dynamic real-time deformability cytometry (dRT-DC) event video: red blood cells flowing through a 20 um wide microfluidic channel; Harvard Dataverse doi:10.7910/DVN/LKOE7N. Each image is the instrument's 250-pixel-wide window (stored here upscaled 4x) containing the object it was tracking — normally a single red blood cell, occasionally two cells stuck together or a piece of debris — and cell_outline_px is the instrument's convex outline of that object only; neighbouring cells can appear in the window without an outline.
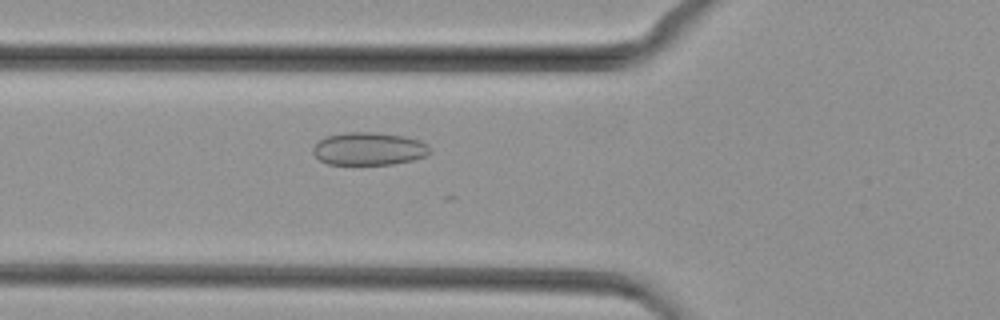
{"species": "common noctule bat (a hibernating species)", "species_latin": "Nyctalus noctula", "temperature_condition": "cold", "stored_images_in_passage": 49, "camera_frame_rate_fps": 3000, "um_per_image_px": 0.085, "animal": {"sex": "female", "body_mass_g": 29.2, "forearm_length_mm": 56.3}, "frame": {"image": 1, "passage_image": 18, "time_ms": 5.667, "image_size_px": [1000, 320], "cell_outline_px": [[432, 152], [424, 156], [412, 160], [392, 164], [328, 164], [320, 160], [312, 152], [312, 148], [324, 136], [348, 132], [372, 132], [404, 136], [420, 140], [428, 144]], "centroid_in_image_um": [31.36, 12.64], "position_along_channel_um": 94.4, "area_um2": 22.37}}
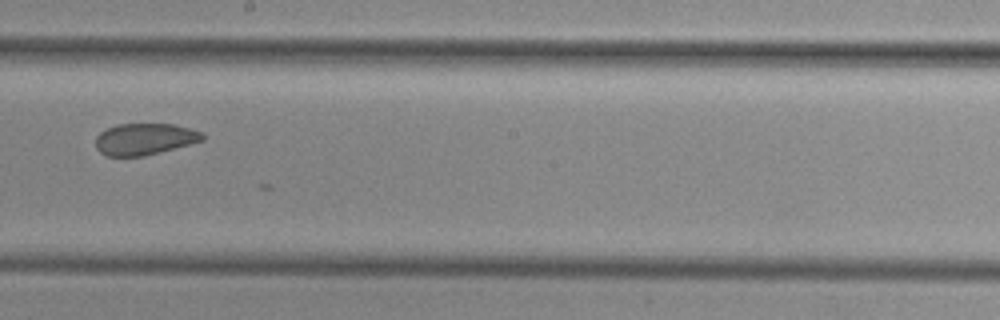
{"frame": {"image": 2, "passage_image": 28, "time_ms": 9.0, "image_size_px": [1000, 320], "cell_outline_px": [[204, 140], [144, 156], [108, 156], [100, 152], [96, 148], [96, 136], [104, 128], [116, 124], [172, 124], [204, 132]], "centroid_in_image_um": [12.26, 11.81], "position_along_channel_um": 235.9, "area_um2": 19.65}}
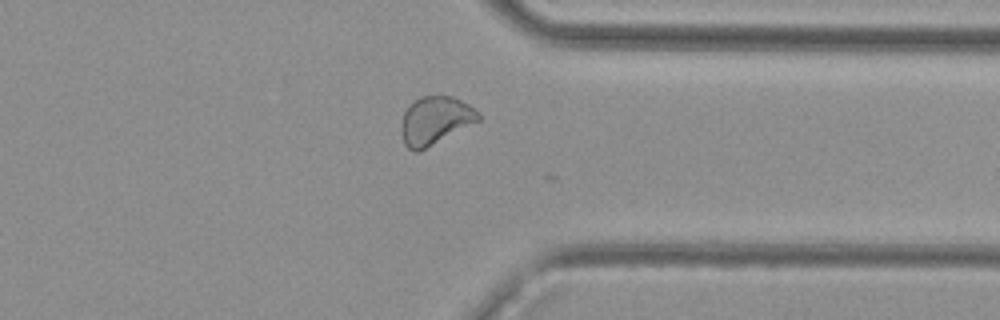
{"frame": {"image": 3, "passage_image": 38, "time_ms": 12.333, "image_size_px": [1000, 320], "cell_outline_px": [[480, 120], [416, 152], [412, 152], [404, 144], [400, 132], [400, 128], [404, 112], [420, 96], [452, 96], [468, 104], [480, 112]], "centroid_in_image_um": [36.97, 10.23], "position_along_channel_um": 374.4, "area_um2": 21.21}}